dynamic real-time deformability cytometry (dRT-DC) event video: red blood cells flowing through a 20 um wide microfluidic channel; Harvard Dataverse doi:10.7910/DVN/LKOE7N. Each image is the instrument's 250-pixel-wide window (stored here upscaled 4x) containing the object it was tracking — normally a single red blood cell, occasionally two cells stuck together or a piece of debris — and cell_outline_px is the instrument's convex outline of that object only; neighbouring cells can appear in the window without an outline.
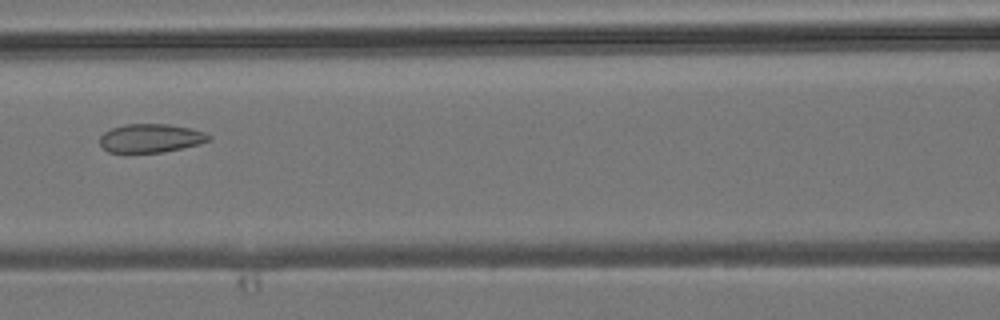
{"species": "common noctule bat (a hibernating species)", "species_latin": "Nyctalus noctula", "temperature_condition": "room temperature", "stored_images_in_passage": 5, "camera_frame_rate_fps": 3000, "um_per_image_px": 0.085, "animal": {"sex": "male", "body_mass_g": 19.2, "forearm_length_mm": 51.8}, "frame": {"image": 1, "passage_image": 5, "time_ms": 5.667, "image_size_px": [1000, 320], "cell_outline_px": [[212, 140], [200, 144], [160, 152], [108, 152], [100, 144], [100, 136], [104, 132], [112, 128], [124, 124], [168, 124], [192, 128], [204, 132], [212, 136]], "centroid_in_image_um": [12.84, 11.73], "position_along_channel_um": 153.8, "area_um2": 18.15}}